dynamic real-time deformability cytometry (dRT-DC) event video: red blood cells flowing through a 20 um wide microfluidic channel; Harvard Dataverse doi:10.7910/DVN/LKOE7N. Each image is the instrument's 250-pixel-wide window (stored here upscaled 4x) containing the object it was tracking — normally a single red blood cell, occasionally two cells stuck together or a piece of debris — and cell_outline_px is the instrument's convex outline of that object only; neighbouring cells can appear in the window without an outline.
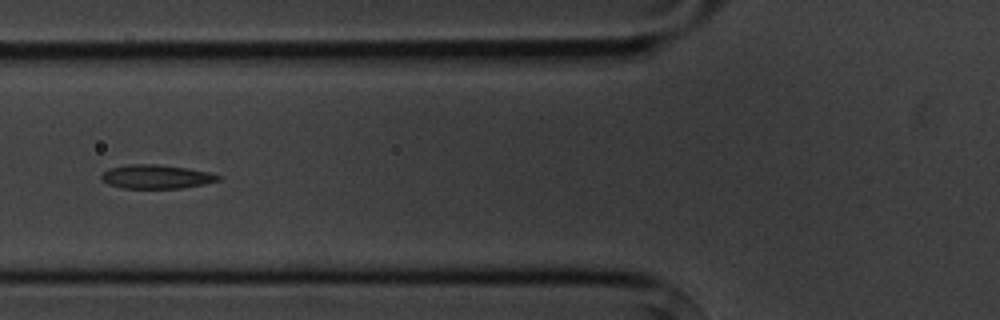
{"species": "common noctule bat (a hibernating species)", "species_latin": "Nyctalus noctula", "temperature_condition": "cold", "stored_images_in_passage": 7, "camera_frame_rate_fps": 3000, "um_per_image_px": 0.085, "animal": {"sex": "male", "body_mass_g": 20.1, "forearm_length_mm": 53.5}, "frame": {"image": 1, "passage_image": 6, "time_ms": 5.667, "image_size_px": [1000, 320], "cell_outline_px": [[220, 180], [204, 184], [180, 188], [120, 188], [108, 184], [100, 180], [100, 176], [108, 168], [128, 164], [156, 164], [188, 168], [208, 172], [220, 176]], "centroid_in_image_um": [13.23, 15.01], "position_along_channel_um": 112.6, "area_um2": 16.3}}
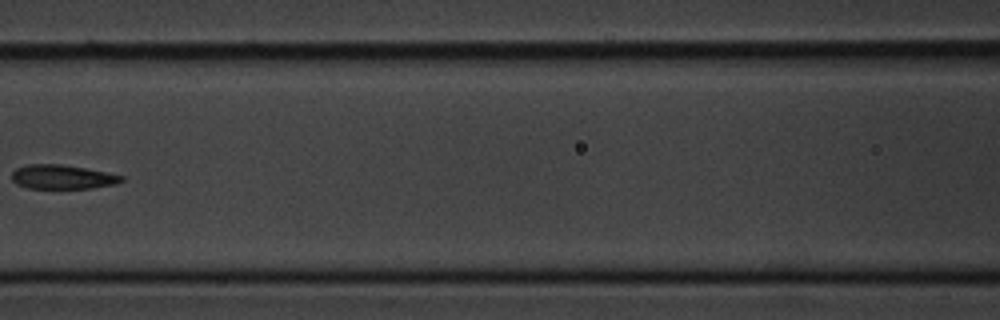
{"frame": {"image": 2, "passage_image": 7, "time_ms": 7.0, "image_size_px": [1000, 320], "cell_outline_px": [[124, 180], [116, 184], [92, 188], [28, 188], [16, 184], [12, 180], [12, 172], [16, 168], [28, 164], [60, 164], [84, 168], [124, 176]], "centroid_in_image_um": [5.28, 15.04], "position_along_channel_um": 161.3, "area_um2": 15.37}}